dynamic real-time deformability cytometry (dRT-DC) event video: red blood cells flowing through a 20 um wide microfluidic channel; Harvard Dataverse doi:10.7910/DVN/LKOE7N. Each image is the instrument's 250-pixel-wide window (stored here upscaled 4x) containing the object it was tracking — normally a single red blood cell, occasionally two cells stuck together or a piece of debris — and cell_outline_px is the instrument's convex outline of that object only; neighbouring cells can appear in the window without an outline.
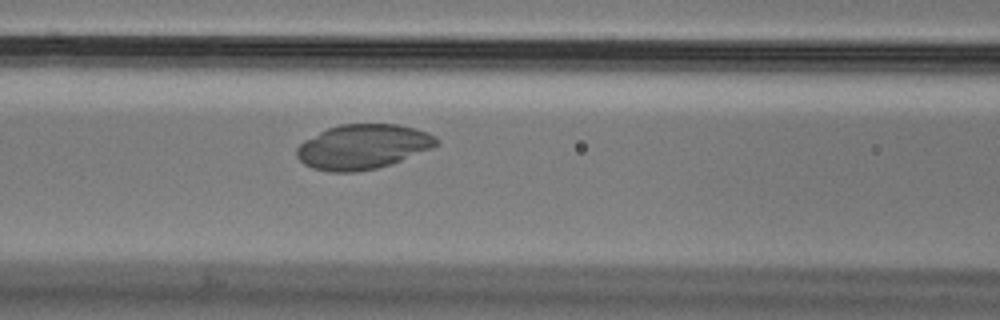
{"species": "Egyptian fruit bat (a non-hibernating species)", "species_latin": "Rousettus aegyptiacus", "temperature_condition": "cold", "stored_images_in_passage": 42, "camera_frame_rate_fps": 3000, "um_per_image_px": 0.085, "animal": {"sex": "male"}, "frame": {"image": 1, "passage_image": 19, "time_ms": 6.0, "image_size_px": [1000, 320], "cell_outline_px": [[440, 144], [432, 148], [400, 160], [376, 168], [356, 172], [328, 172], [312, 168], [304, 164], [296, 156], [296, 148], [304, 140], [328, 128], [340, 124], [396, 124], [416, 128], [428, 132], [436, 136], [440, 140]], "centroid_in_image_um": [30.84, 12.47], "position_along_channel_um": 135.8, "area_um2": 36.47}}
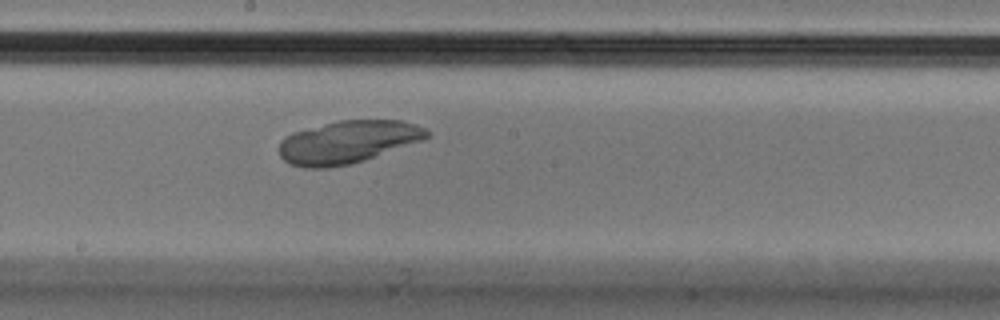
{"frame": {"image": 2, "passage_image": 26, "time_ms": 8.333, "image_size_px": [1000, 320], "cell_outline_px": [[428, 136], [420, 140], [364, 160], [352, 164], [328, 168], [304, 168], [288, 164], [280, 156], [280, 140], [284, 136], [292, 132], [340, 120], [400, 120], [424, 128], [428, 132]], "centroid_in_image_um": [29.47, 12.08], "position_along_channel_um": 218.7, "area_um2": 36.36}}
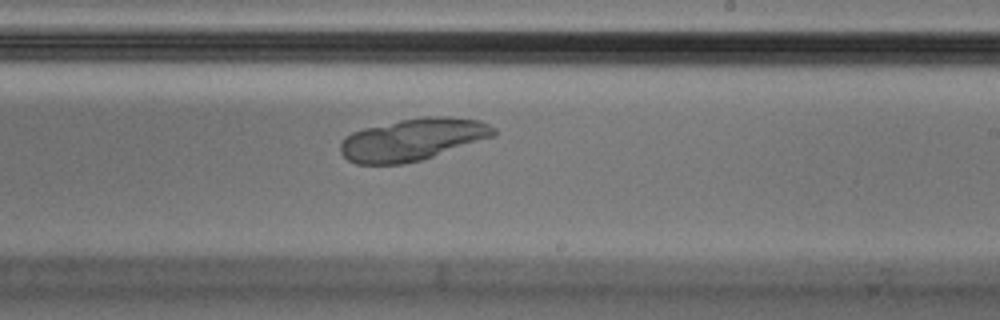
{"frame": {"image": 3, "passage_image": 29, "time_ms": 9.333, "image_size_px": [1000, 320], "cell_outline_px": [[496, 136], [420, 160], [404, 164], [356, 164], [348, 160], [340, 152], [340, 144], [344, 136], [352, 132], [364, 128], [400, 120], [424, 116], [448, 116], [480, 120], [496, 128]], "centroid_in_image_um": [35.08, 11.85], "position_along_channel_um": 253.9, "area_um2": 37.74}}